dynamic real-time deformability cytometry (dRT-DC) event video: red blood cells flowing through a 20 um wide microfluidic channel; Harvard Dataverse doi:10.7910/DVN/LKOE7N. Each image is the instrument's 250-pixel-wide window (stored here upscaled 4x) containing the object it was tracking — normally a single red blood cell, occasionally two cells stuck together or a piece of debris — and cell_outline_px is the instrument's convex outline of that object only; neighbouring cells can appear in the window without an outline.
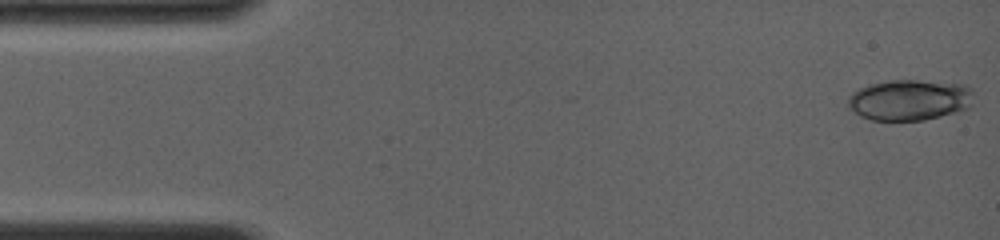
{"species": "common noctule bat (a hibernating species)", "species_latin": "Nyctalus noctula", "temperature_condition": "room temperature", "stored_images_in_passage": 9, "camera_frame_rate_fps": 4000, "um_per_image_px": 0.085, "animal": {"sex": "female", "body_mass_g": 19.0, "forearm_length_mm": 56.7}, "frame": {"image": 1, "passage_image": 1, "time_ms": 0.0, "image_size_px": [1000, 240], "cell_outline_px": [[968, 108], [960, 112], [924, 120], [872, 120], [860, 116], [848, 108], [848, 96], [852, 92], [860, 88], [872, 84], [892, 80], [916, 80], [960, 84], [968, 88]], "centroid_in_image_um": [77.22, 8.51], "position_along_channel_um": 7.8, "area_um2": 29.42}}
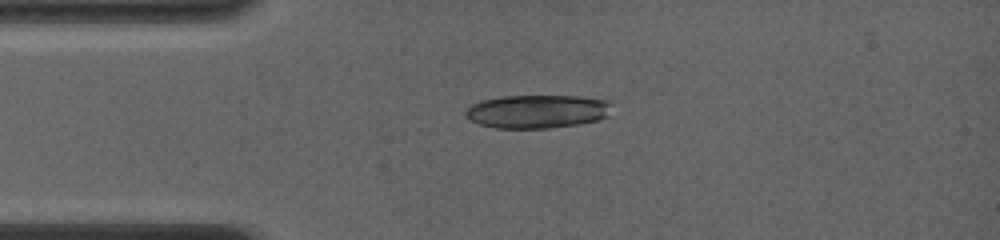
{"frame": {"image": 2, "passage_image": 8, "time_ms": 3.25, "image_size_px": [1000, 240], "cell_outline_px": [[608, 116], [596, 120], [576, 124], [548, 128], [496, 128], [480, 124], [472, 120], [464, 112], [472, 104], [484, 100], [500, 96], [576, 96], [608, 100]], "centroid_in_image_um": [45.64, 9.47], "position_along_channel_um": 39.4, "area_um2": 27.98}}